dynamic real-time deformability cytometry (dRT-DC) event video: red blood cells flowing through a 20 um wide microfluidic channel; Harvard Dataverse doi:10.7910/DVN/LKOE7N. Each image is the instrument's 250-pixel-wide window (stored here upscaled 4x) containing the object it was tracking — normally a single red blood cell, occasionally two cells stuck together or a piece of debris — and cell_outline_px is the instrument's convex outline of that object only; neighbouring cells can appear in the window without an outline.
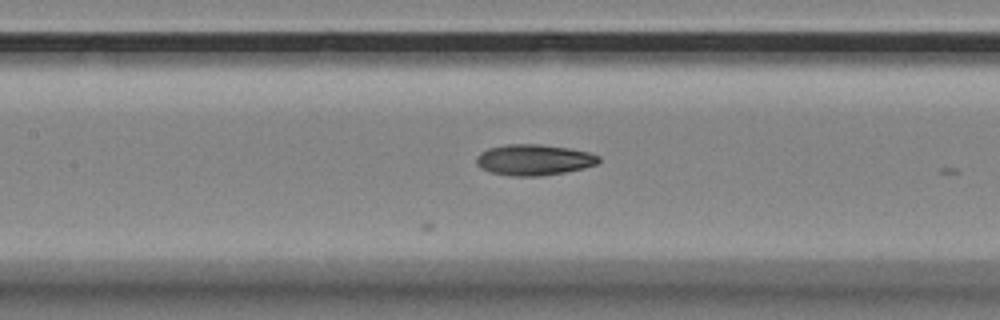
{"species": "Egyptian fruit bat (a non-hibernating species)", "species_latin": "Rousettus aegyptiacus", "temperature_condition": "room temperature", "stored_images_in_passage": 20, "camera_frame_rate_fps": 3000, "um_per_image_px": 0.085, "animal": {"sex": "female"}, "frame": {"image": 1, "passage_image": 11, "time_ms": 3.333, "image_size_px": [1000, 320], "cell_outline_px": [[600, 160], [596, 164], [584, 168], [564, 172], [540, 176], [512, 176], [492, 172], [480, 168], [476, 164], [476, 156], [480, 152], [488, 148], [504, 144], [540, 144], [568, 148], [588, 152], [600, 156]], "centroid_in_image_um": [45.35, 13.58], "position_along_channel_um": 162.0, "area_um2": 22.08}}
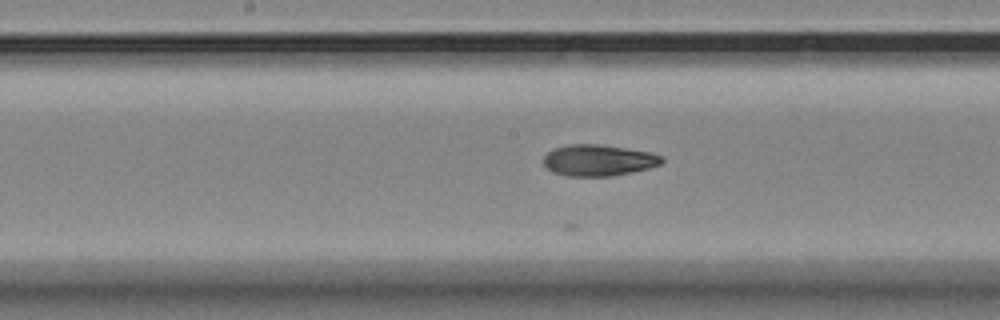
{"frame": {"image": 2, "passage_image": 14, "time_ms": 4.333, "image_size_px": [1000, 320], "cell_outline_px": [[664, 160], [660, 164], [648, 168], [632, 172], [612, 176], [568, 176], [552, 172], [544, 164], [544, 156], [552, 148], [568, 144], [600, 144], [648, 152], [664, 156]], "centroid_in_image_um": [50.85, 13.62], "position_along_channel_um": 197.4, "area_um2": 21.56}}